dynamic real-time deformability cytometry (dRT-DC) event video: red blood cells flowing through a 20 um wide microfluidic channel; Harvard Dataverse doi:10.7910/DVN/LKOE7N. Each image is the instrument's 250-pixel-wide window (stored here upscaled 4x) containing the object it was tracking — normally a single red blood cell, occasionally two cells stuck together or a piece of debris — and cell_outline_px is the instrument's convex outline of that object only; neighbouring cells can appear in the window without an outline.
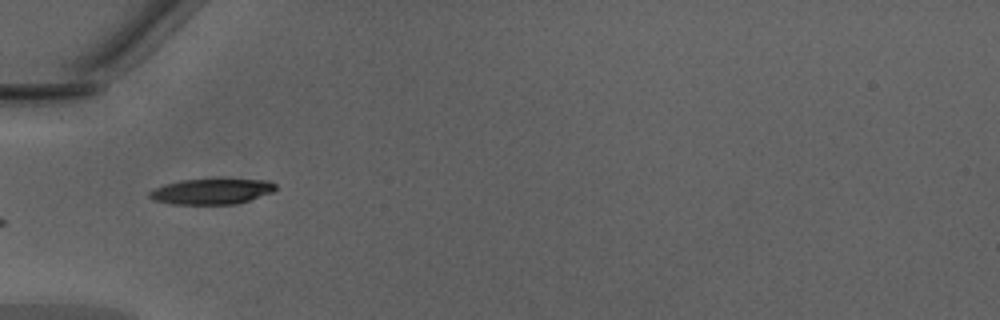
{"species": "Egyptian fruit bat (a non-hibernating species)", "species_latin": "Rousettus aegyptiacus", "temperature_condition": "warm", "stored_images_in_passage": 32, "camera_frame_rate_fps": 3000, "um_per_image_px": 0.085, "animal": {"sex": "male"}, "frame": {"image": 1, "passage_image": 1, "time_ms": 0.0, "image_size_px": [1000, 320], "cell_outline_px": [[276, 188], [272, 192], [236, 204], [172, 204], [156, 200], [148, 196], [148, 192], [152, 188], [164, 184], [180, 180], [224, 176], [272, 180], [276, 184]], "centroid_in_image_um": [18.03, 16.2], "position_along_channel_um": 67.0, "area_um2": 19.88}}
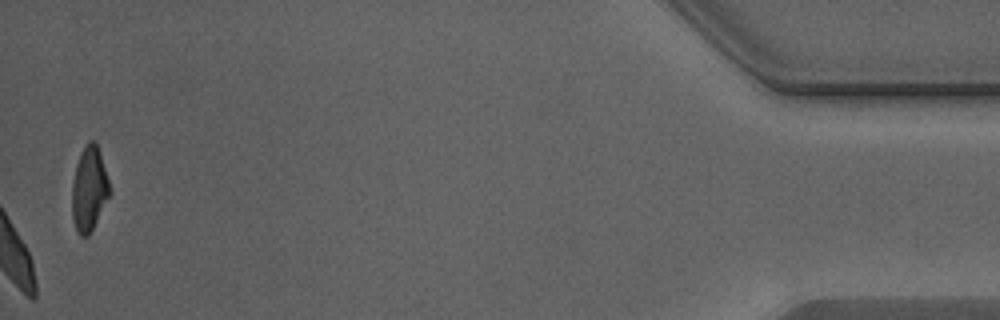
{"frame": {"image": 2, "passage_image": 32, "time_ms": 10.333, "image_size_px": [1000, 320], "cell_outline_px": [[112, 192], [88, 236], [80, 236], [72, 220], [72, 184], [76, 164], [80, 152], [88, 140], [92, 140], [96, 144], [100, 152], [112, 188]], "centroid_in_image_um": [7.59, 16.04], "position_along_channel_um": 427.6, "area_um2": 18.73}, "authors_computed_cell_mechanics": {"area_um2": 20.3456, "velocity_mm_per_s": 4.2744, "shape_relaxation_time_tau1_ms": 2.1271, "shape_relaxation_time_tau2_ms": 0.7605, "deformation_change_tau1": 0.112, "deformation_change_tau2": 0.0572}}